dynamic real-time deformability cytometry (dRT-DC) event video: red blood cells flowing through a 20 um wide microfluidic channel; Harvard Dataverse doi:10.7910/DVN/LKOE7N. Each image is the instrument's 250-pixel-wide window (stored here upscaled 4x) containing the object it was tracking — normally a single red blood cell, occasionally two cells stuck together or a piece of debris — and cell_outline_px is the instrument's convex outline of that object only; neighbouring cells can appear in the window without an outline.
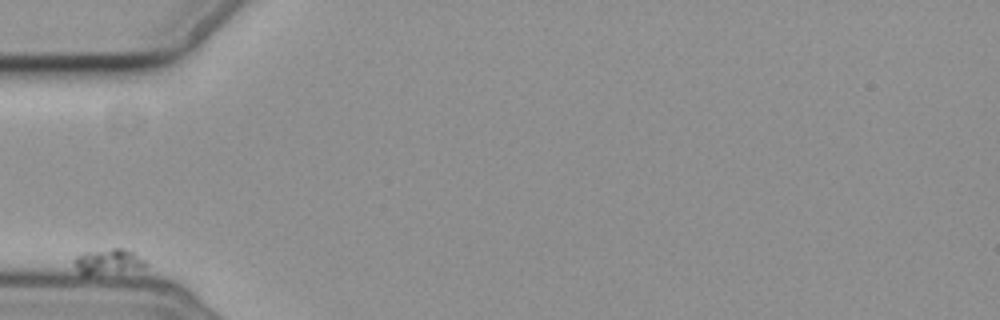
{"species": "common noctule bat (a hibernating species)", "species_latin": "Nyctalus noctula", "temperature_condition": "cold", "stored_images_in_passage": 14, "camera_frame_rate_fps": 3000, "um_per_image_px": 0.085, "animal": {"sex": "female", "body_mass_g": 19.3, "forearm_length_mm": 54.1}, "frame": {"image": 1, "passage_image": 1, "time_ms": 0.0, "image_size_px": [1000, 320], "cell_outline_px": [[144, 268], [88, 276], [84, 276], [76, 268], [76, 256], [84, 252], [112, 248], [124, 248], [132, 252], [144, 260]], "centroid_in_image_um": [9.16, 22.24], "position_along_channel_um": 75.8, "area_um2": 10.35}}
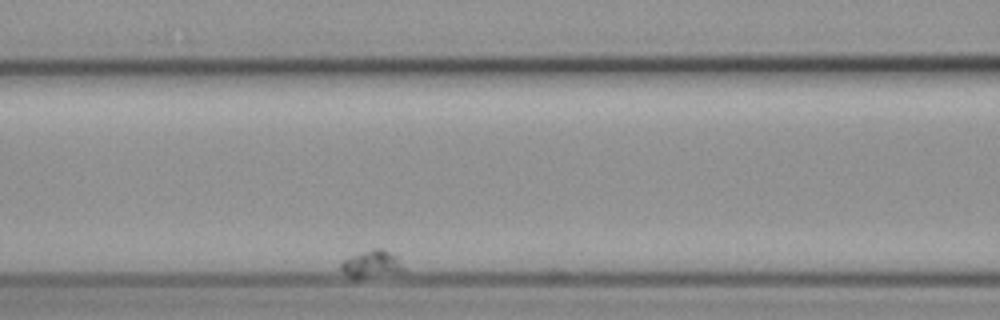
{"frame": {"image": 2, "passage_image": 4, "time_ms": 3.333, "image_size_px": [1000, 320], "cell_outline_px": [[404, 272], [356, 280], [348, 276], [340, 268], [340, 264], [348, 256], [372, 248], [380, 248], [396, 256], [404, 268]], "centroid_in_image_um": [31.56, 22.47], "position_along_channel_um": 135.0, "area_um2": 10.17}}